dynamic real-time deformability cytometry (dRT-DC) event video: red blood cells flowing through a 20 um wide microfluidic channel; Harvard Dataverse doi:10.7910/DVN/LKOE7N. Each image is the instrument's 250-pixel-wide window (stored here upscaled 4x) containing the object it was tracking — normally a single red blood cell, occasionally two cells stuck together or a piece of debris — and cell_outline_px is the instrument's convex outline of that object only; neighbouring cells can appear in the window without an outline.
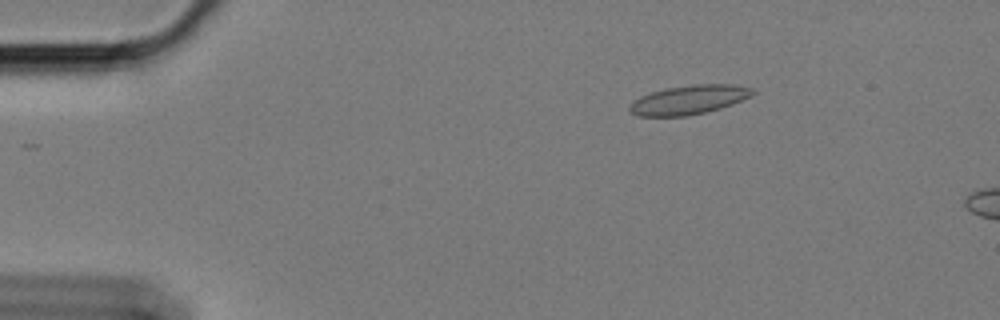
{"species": "Egyptian fruit bat (a non-hibernating species)", "species_latin": "Rousettus aegyptiacus", "temperature_condition": "cold", "stored_images_in_passage": 16, "camera_frame_rate_fps": 3000, "um_per_image_px": 0.085, "animal": {"sex": "female"}, "frame": {"image": 1, "passage_image": 10, "time_ms": 3.0, "image_size_px": [1000, 320], "cell_outline_px": [[756, 92], [752, 96], [732, 104], [720, 108], [688, 116], [636, 116], [628, 108], [640, 96], [664, 88], [692, 84], [736, 84], [752, 88]], "centroid_in_image_um": [58.6, 8.47], "position_along_channel_um": 26.4, "area_um2": 20.87}}